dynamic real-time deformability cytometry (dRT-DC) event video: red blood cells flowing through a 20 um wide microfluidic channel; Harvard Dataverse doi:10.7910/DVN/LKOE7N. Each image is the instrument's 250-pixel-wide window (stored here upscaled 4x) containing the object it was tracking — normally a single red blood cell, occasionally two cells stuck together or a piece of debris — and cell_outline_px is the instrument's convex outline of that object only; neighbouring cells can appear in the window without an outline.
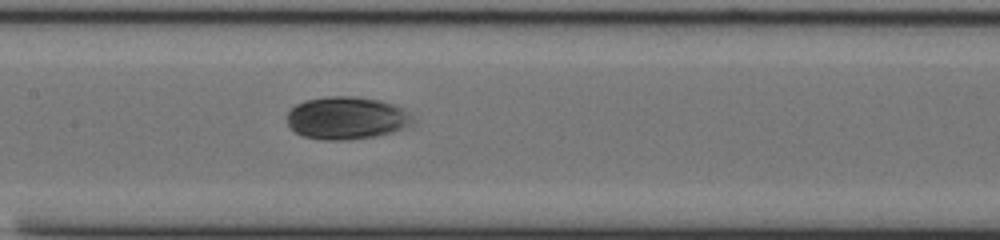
{"species": "common noctule bat (a hibernating species)", "species_latin": "Nyctalus noctula", "temperature_condition": "cold", "stored_images_in_passage": 48, "camera_frame_rate_fps": 3000, "um_per_image_px": 0.085, "animal": {"sex": "male", "body_mass_g": 20.0, "forearm_length_mm": 53.3}, "frame": {"image": 1, "passage_image": 18, "time_ms": 5.667, "image_size_px": [1000, 240], "cell_outline_px": [[408, 120], [400, 128], [392, 132], [372, 136], [348, 140], [320, 140], [304, 136], [296, 132], [288, 124], [288, 112], [296, 104], [304, 100], [328, 96], [356, 96], [380, 100], [392, 104], [400, 108], [408, 116]], "centroid_in_image_um": [29.33, 10.02], "position_along_channel_um": 178.1, "area_um2": 30.4}}